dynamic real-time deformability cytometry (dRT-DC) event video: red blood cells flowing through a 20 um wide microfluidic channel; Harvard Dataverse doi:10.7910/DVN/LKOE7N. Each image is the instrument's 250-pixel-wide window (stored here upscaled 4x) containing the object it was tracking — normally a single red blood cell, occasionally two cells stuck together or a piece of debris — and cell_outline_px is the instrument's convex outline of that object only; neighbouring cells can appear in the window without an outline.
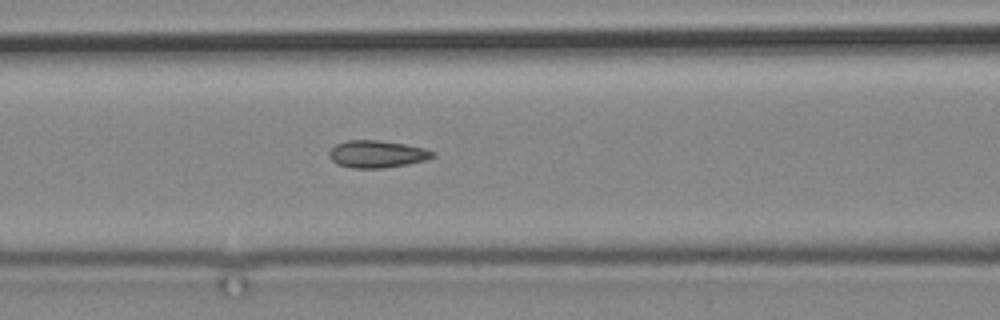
{"species": "common noctule bat (a hibernating species)", "species_latin": "Nyctalus noctula", "temperature_condition": "cold", "stored_images_in_passage": 11, "camera_frame_rate_fps": 3000, "um_per_image_px": 0.085, "animal": {"sex": "male", "body_mass_g": 19.2, "forearm_length_mm": 51.8}, "frame": {"image": 1, "passage_image": 11, "time_ms": 12.667, "image_size_px": [1000, 320], "cell_outline_px": [[436, 156], [424, 160], [408, 164], [384, 168], [352, 168], [336, 164], [328, 156], [328, 152], [336, 144], [348, 140], [380, 140], [404, 144], [424, 148], [436, 152]], "centroid_in_image_um": [32.04, 13.1], "position_along_channel_um": 134.6, "area_um2": 16.53}}